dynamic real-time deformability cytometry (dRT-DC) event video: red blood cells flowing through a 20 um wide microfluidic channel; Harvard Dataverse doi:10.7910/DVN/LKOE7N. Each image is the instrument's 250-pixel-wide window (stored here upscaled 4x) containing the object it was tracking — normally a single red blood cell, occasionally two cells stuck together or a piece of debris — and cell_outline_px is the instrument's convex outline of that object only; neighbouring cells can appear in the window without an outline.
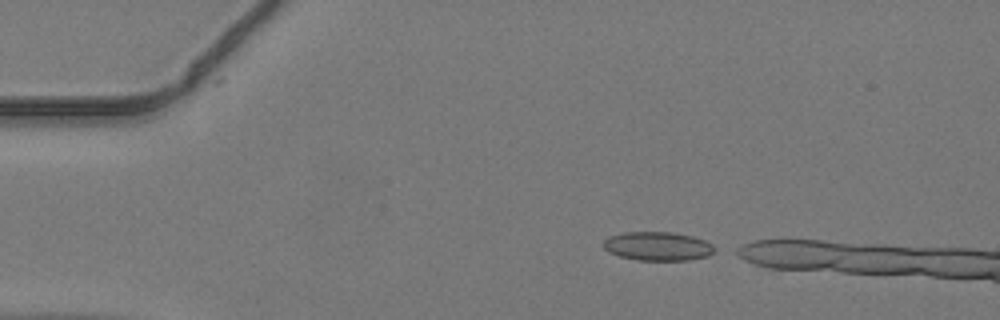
{"species": "common noctule bat (a hibernating species)", "species_latin": "Nyctalus noctula", "temperature_condition": "warm", "stored_images_in_passage": 6, "camera_frame_rate_fps": 3000, "um_per_image_px": 0.085, "animal": {"sex": "male", "body_mass_g": 19.2, "forearm_length_mm": 51.8}, "frame": {"image": 1, "passage_image": 1, "time_ms": 0.0, "image_size_px": [1000, 320], "cell_outline_px": [[720, 248], [716, 252], [708, 256], [688, 260], [636, 260], [620, 256], [608, 252], [600, 244], [608, 236], [624, 232], [672, 232], [692, 236], [704, 240]], "centroid_in_image_um": [55.92, 20.93], "position_along_channel_um": 29.1, "area_um2": 19.02}}